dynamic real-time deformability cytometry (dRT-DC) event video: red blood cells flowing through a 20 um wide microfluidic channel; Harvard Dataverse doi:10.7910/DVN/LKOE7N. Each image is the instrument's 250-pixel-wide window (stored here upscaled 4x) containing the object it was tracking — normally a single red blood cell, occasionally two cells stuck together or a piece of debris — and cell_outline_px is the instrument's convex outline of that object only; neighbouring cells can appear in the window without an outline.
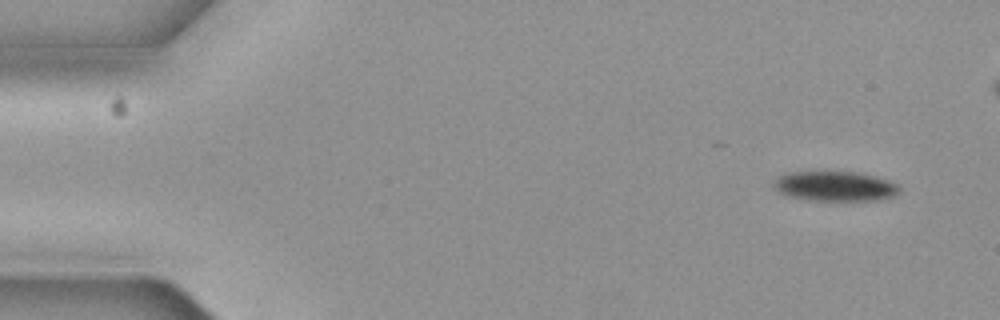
{"species": "common noctule bat (a hibernating species)", "species_latin": "Nyctalus noctula", "temperature_condition": "cold", "stored_images_in_passage": 8, "camera_frame_rate_fps": 3000, "um_per_image_px": 0.085, "animal": {"sex": "female", "body_mass_g": 19.3, "forearm_length_mm": 54.1}, "frame": {"image": 1, "passage_image": 1, "time_ms": 0.0, "image_size_px": [1000, 320], "cell_outline_px": [[900, 192], [896, 196], [876, 200], [808, 200], [788, 196], [780, 192], [772, 184], [784, 172], [856, 172], [888, 180], [896, 184], [900, 188]], "centroid_in_image_um": [70.99, 15.83], "position_along_channel_um": 14.0, "area_um2": 21.68}}
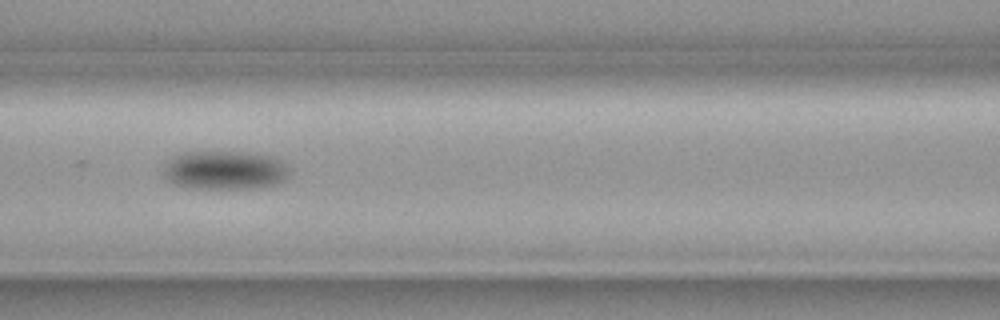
{"frame": {"image": 2, "passage_image": 7, "time_ms": 2.0, "image_size_px": [1000, 320], "cell_outline_px": [[288, 176], [284, 180], [276, 184], [260, 188], [196, 188], [176, 184], [168, 180], [164, 176], [164, 172], [168, 160], [184, 152], [256, 152], [276, 156], [288, 168]], "centroid_in_image_um": [19.18, 14.45], "position_along_channel_um": 147.4, "area_um2": 28.44}}